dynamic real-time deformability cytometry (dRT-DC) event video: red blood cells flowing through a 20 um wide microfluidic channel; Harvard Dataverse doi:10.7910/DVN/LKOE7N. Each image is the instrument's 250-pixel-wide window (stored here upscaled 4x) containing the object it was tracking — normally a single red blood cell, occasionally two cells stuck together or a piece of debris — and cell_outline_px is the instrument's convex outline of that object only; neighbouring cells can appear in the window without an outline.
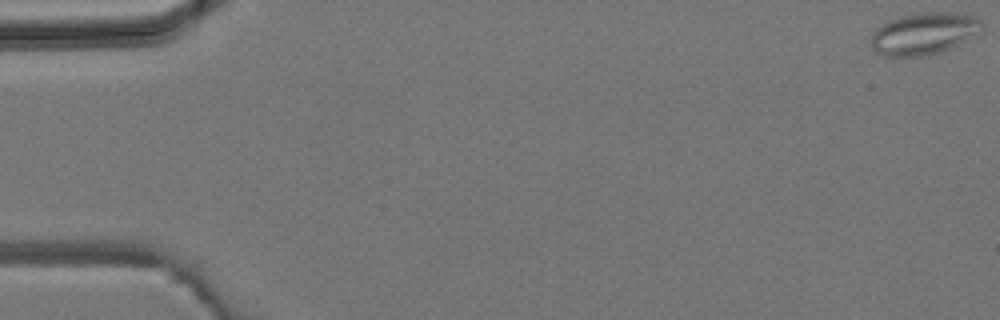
{"species": "common noctule bat (a hibernating species)", "species_latin": "Nyctalus noctula", "temperature_condition": "room temperature", "stored_images_in_passage": 6, "camera_frame_rate_fps": 3000, "um_per_image_px": 0.085, "animal": {"sex": "male", "body_mass_g": 19.2, "forearm_length_mm": 51.8}, "frame": {"image": 1, "passage_image": 1, "time_ms": 0.0, "image_size_px": [1000, 320], "cell_outline_px": [[984, 28], [980, 32], [948, 48], [936, 52], [920, 56], [884, 56], [876, 52], [872, 48], [872, 32], [876, 28], [888, 20], [900, 16], [916, 12], [956, 12], [972, 16], [980, 20], [984, 24]], "centroid_in_image_um": [78.51, 2.82], "position_along_channel_um": 6.5, "area_um2": 26.93}}